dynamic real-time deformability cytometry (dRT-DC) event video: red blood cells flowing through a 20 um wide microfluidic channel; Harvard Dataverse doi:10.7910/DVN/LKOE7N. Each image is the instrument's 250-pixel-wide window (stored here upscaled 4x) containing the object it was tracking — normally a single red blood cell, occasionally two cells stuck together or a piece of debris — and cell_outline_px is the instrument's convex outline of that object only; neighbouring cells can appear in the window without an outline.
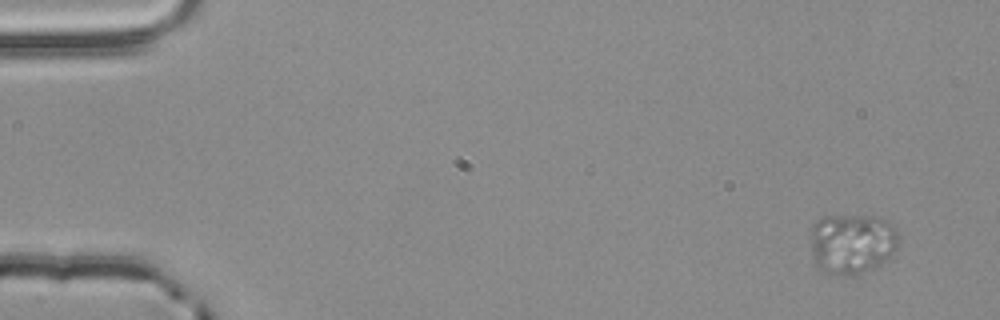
{"species": "common noctule bat (a hibernating species)", "species_latin": "Nyctalus noctula", "temperature_condition": "room temperature", "stored_images_in_passage": 4, "segment_of_instrument_passage": [1, 2], "camera_frame_rate_fps": 3000, "um_per_image_px": 0.085, "animal": {"sex": "male", "body_mass_g": 20.4}, "frame": {"image": 1, "passage_image": 1, "time_ms": 0.0, "image_size_px": [1000, 320], "cell_outline_px": [[900, 244], [880, 264], [872, 268], [848, 276], [828, 272], [820, 268], [816, 264], [812, 256], [812, 224], [816, 220], [824, 216], [876, 216], [884, 220], [896, 228], [900, 236]], "centroid_in_image_um": [72.44, 20.67], "position_along_channel_um": 12.6, "area_um2": 30.75}}